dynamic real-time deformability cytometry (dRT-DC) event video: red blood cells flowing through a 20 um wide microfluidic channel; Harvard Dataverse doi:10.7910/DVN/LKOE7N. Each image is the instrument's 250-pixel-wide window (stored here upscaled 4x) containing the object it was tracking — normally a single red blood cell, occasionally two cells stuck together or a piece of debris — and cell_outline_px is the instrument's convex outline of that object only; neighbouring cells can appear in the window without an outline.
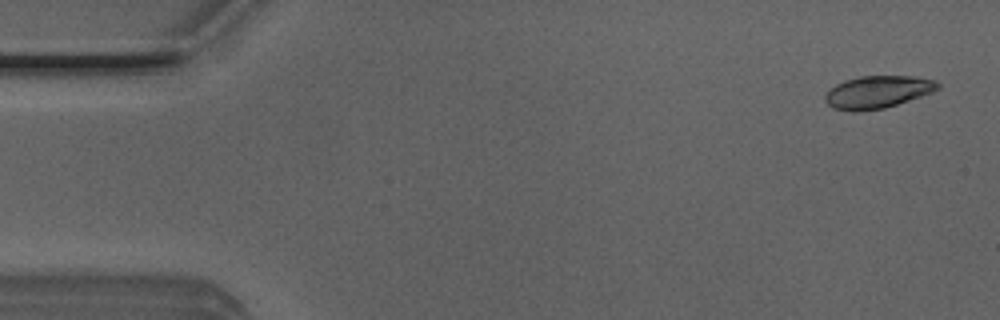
{"species": "Egyptian fruit bat (a non-hibernating species)", "species_latin": "Rousettus aegyptiacus", "temperature_condition": "room temperature", "stored_images_in_passage": 51, "camera_frame_rate_fps": 3000, "um_per_image_px": 0.085, "animal": {"sex": "male"}, "frame": {"image": 1, "passage_image": 2, "time_ms": 0.333, "image_size_px": [1000, 320], "cell_outline_px": [[940, 88], [932, 92], [884, 108], [860, 112], [852, 112], [832, 108], [824, 100], [824, 96], [836, 84], [844, 80], [860, 76], [912, 76], [936, 80], [940, 84]], "centroid_in_image_um": [74.58, 7.82], "position_along_channel_um": 10.4, "area_um2": 21.33}}
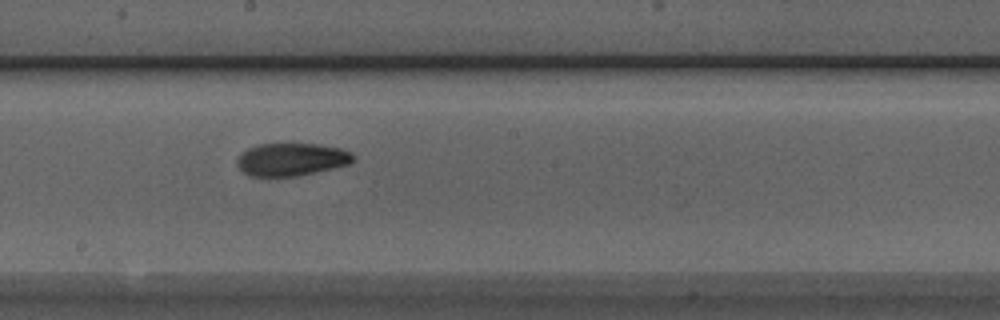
{"frame": {"image": 2, "passage_image": 27, "time_ms": 8.667, "image_size_px": [1000, 320], "cell_outline_px": [[356, 160], [352, 164], [316, 172], [296, 176], [248, 176], [236, 164], [236, 160], [248, 148], [260, 144], [288, 140], [316, 144], [340, 148], [352, 152], [356, 156]], "centroid_in_image_um": [24.83, 13.5], "position_along_channel_um": 223.4, "area_um2": 23.06}}
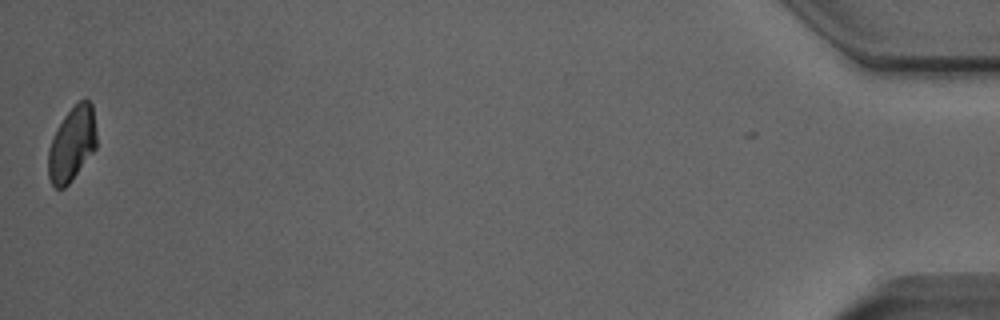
{"frame": {"image": 3, "passage_image": 50, "time_ms": 16.333, "image_size_px": [1000, 320], "cell_outline_px": [[96, 148], [72, 180], [64, 188], [56, 188], [52, 184], [48, 176], [48, 148], [64, 116], [80, 100], [88, 100], [92, 104], [96, 132]], "centroid_in_image_um": [6.12, 12.27], "position_along_channel_um": 429.1, "area_um2": 20.63}, "authors_computed_cell_mechanics": {"area_um2": 21.964, "velocity_mm_per_s": 4.0213, "shape_relaxation_time_tau1_ms": 4.3371, "shape_relaxation_time_tau2_ms": 1.9176, "deformation_change_tau1": 0.1389, "deformation_change_tau2": 0.0564}}